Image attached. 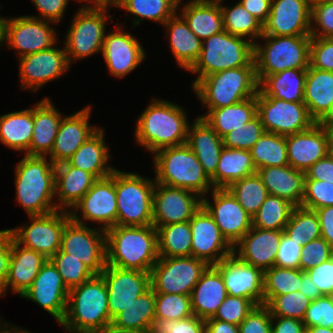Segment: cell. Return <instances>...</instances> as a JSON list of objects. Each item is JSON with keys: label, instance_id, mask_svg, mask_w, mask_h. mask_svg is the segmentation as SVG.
Instances as JSON below:
<instances>
[{"label": "cell", "instance_id": "cell-1", "mask_svg": "<svg viewBox=\"0 0 333 333\" xmlns=\"http://www.w3.org/2000/svg\"><path fill=\"white\" fill-rule=\"evenodd\" d=\"M136 121V141L152 154L165 147L186 144L191 124L180 105L157 98L151 100Z\"/></svg>", "mask_w": 333, "mask_h": 333}, {"label": "cell", "instance_id": "cell-2", "mask_svg": "<svg viewBox=\"0 0 333 333\" xmlns=\"http://www.w3.org/2000/svg\"><path fill=\"white\" fill-rule=\"evenodd\" d=\"M158 259V233L153 225H115L106 230L107 265L150 272Z\"/></svg>", "mask_w": 333, "mask_h": 333}, {"label": "cell", "instance_id": "cell-3", "mask_svg": "<svg viewBox=\"0 0 333 333\" xmlns=\"http://www.w3.org/2000/svg\"><path fill=\"white\" fill-rule=\"evenodd\" d=\"M112 324L108 292L101 275H94L69 290L67 309L60 325L69 333H100Z\"/></svg>", "mask_w": 333, "mask_h": 333}, {"label": "cell", "instance_id": "cell-4", "mask_svg": "<svg viewBox=\"0 0 333 333\" xmlns=\"http://www.w3.org/2000/svg\"><path fill=\"white\" fill-rule=\"evenodd\" d=\"M16 201L27 215H45L58 210L55 199V165L46 156L24 157L15 168Z\"/></svg>", "mask_w": 333, "mask_h": 333}, {"label": "cell", "instance_id": "cell-5", "mask_svg": "<svg viewBox=\"0 0 333 333\" xmlns=\"http://www.w3.org/2000/svg\"><path fill=\"white\" fill-rule=\"evenodd\" d=\"M155 182L186 189L201 198L212 191L211 179L195 153L186 145L162 148L154 153Z\"/></svg>", "mask_w": 333, "mask_h": 333}, {"label": "cell", "instance_id": "cell-6", "mask_svg": "<svg viewBox=\"0 0 333 333\" xmlns=\"http://www.w3.org/2000/svg\"><path fill=\"white\" fill-rule=\"evenodd\" d=\"M192 88L206 109L227 107L254 97L259 90L254 59L245 67L207 75Z\"/></svg>", "mask_w": 333, "mask_h": 333}, {"label": "cell", "instance_id": "cell-7", "mask_svg": "<svg viewBox=\"0 0 333 333\" xmlns=\"http://www.w3.org/2000/svg\"><path fill=\"white\" fill-rule=\"evenodd\" d=\"M264 45L254 43V62L260 83L267 75L286 69H308L310 66V35H262Z\"/></svg>", "mask_w": 333, "mask_h": 333}, {"label": "cell", "instance_id": "cell-8", "mask_svg": "<svg viewBox=\"0 0 333 333\" xmlns=\"http://www.w3.org/2000/svg\"><path fill=\"white\" fill-rule=\"evenodd\" d=\"M254 44L249 40L227 33L225 30L202 40L198 60L188 70L198 74L193 87L201 78L231 68L245 67L254 58Z\"/></svg>", "mask_w": 333, "mask_h": 333}, {"label": "cell", "instance_id": "cell-9", "mask_svg": "<svg viewBox=\"0 0 333 333\" xmlns=\"http://www.w3.org/2000/svg\"><path fill=\"white\" fill-rule=\"evenodd\" d=\"M155 184V178L115 169L117 225H152Z\"/></svg>", "mask_w": 333, "mask_h": 333}, {"label": "cell", "instance_id": "cell-10", "mask_svg": "<svg viewBox=\"0 0 333 333\" xmlns=\"http://www.w3.org/2000/svg\"><path fill=\"white\" fill-rule=\"evenodd\" d=\"M108 11L107 7L78 8L64 37L66 39L63 48L70 65L73 61L102 52L107 33L106 22L108 19H114Z\"/></svg>", "mask_w": 333, "mask_h": 333}, {"label": "cell", "instance_id": "cell-11", "mask_svg": "<svg viewBox=\"0 0 333 333\" xmlns=\"http://www.w3.org/2000/svg\"><path fill=\"white\" fill-rule=\"evenodd\" d=\"M208 266L193 256L159 257L150 271L151 288L155 293L191 295Z\"/></svg>", "mask_w": 333, "mask_h": 333}, {"label": "cell", "instance_id": "cell-12", "mask_svg": "<svg viewBox=\"0 0 333 333\" xmlns=\"http://www.w3.org/2000/svg\"><path fill=\"white\" fill-rule=\"evenodd\" d=\"M257 115L265 132L288 136L310 129L316 122L304 102H289L266 96L260 89L256 95Z\"/></svg>", "mask_w": 333, "mask_h": 333}, {"label": "cell", "instance_id": "cell-13", "mask_svg": "<svg viewBox=\"0 0 333 333\" xmlns=\"http://www.w3.org/2000/svg\"><path fill=\"white\" fill-rule=\"evenodd\" d=\"M60 250L100 275L106 267V230L91 228L70 218L62 233Z\"/></svg>", "mask_w": 333, "mask_h": 333}, {"label": "cell", "instance_id": "cell-14", "mask_svg": "<svg viewBox=\"0 0 333 333\" xmlns=\"http://www.w3.org/2000/svg\"><path fill=\"white\" fill-rule=\"evenodd\" d=\"M30 217L29 226L10 228L13 239L23 247L35 250L50 259L61 247V237L70 212L56 210Z\"/></svg>", "mask_w": 333, "mask_h": 333}, {"label": "cell", "instance_id": "cell-15", "mask_svg": "<svg viewBox=\"0 0 333 333\" xmlns=\"http://www.w3.org/2000/svg\"><path fill=\"white\" fill-rule=\"evenodd\" d=\"M69 212L74 221L81 224L97 222L103 230L117 225L115 170L110 176L98 179Z\"/></svg>", "mask_w": 333, "mask_h": 333}, {"label": "cell", "instance_id": "cell-16", "mask_svg": "<svg viewBox=\"0 0 333 333\" xmlns=\"http://www.w3.org/2000/svg\"><path fill=\"white\" fill-rule=\"evenodd\" d=\"M211 192L213 203L204 196L202 206L213 217L222 236L234 247L252 228V216L227 188H213Z\"/></svg>", "mask_w": 333, "mask_h": 333}, {"label": "cell", "instance_id": "cell-17", "mask_svg": "<svg viewBox=\"0 0 333 333\" xmlns=\"http://www.w3.org/2000/svg\"><path fill=\"white\" fill-rule=\"evenodd\" d=\"M54 22L31 17V15L9 17L6 45L17 50V57L36 53L58 43Z\"/></svg>", "mask_w": 333, "mask_h": 333}, {"label": "cell", "instance_id": "cell-18", "mask_svg": "<svg viewBox=\"0 0 333 333\" xmlns=\"http://www.w3.org/2000/svg\"><path fill=\"white\" fill-rule=\"evenodd\" d=\"M201 206L202 198L198 194L156 183L153 193L152 225L158 229L160 226L190 221Z\"/></svg>", "mask_w": 333, "mask_h": 333}, {"label": "cell", "instance_id": "cell-19", "mask_svg": "<svg viewBox=\"0 0 333 333\" xmlns=\"http://www.w3.org/2000/svg\"><path fill=\"white\" fill-rule=\"evenodd\" d=\"M19 59V76L22 90L29 89L36 93L44 84L58 79L69 68L66 50L51 48L27 54Z\"/></svg>", "mask_w": 333, "mask_h": 333}, {"label": "cell", "instance_id": "cell-20", "mask_svg": "<svg viewBox=\"0 0 333 333\" xmlns=\"http://www.w3.org/2000/svg\"><path fill=\"white\" fill-rule=\"evenodd\" d=\"M100 275L106 283L111 320L151 287L150 272L106 264Z\"/></svg>", "mask_w": 333, "mask_h": 333}, {"label": "cell", "instance_id": "cell-21", "mask_svg": "<svg viewBox=\"0 0 333 333\" xmlns=\"http://www.w3.org/2000/svg\"><path fill=\"white\" fill-rule=\"evenodd\" d=\"M222 275L227 294L250 299L256 306L264 304V271L242 261L236 254L214 265Z\"/></svg>", "mask_w": 333, "mask_h": 333}, {"label": "cell", "instance_id": "cell-22", "mask_svg": "<svg viewBox=\"0 0 333 333\" xmlns=\"http://www.w3.org/2000/svg\"><path fill=\"white\" fill-rule=\"evenodd\" d=\"M68 294L69 289L48 259L21 297L41 306L60 325L66 314Z\"/></svg>", "mask_w": 333, "mask_h": 333}, {"label": "cell", "instance_id": "cell-23", "mask_svg": "<svg viewBox=\"0 0 333 333\" xmlns=\"http://www.w3.org/2000/svg\"><path fill=\"white\" fill-rule=\"evenodd\" d=\"M309 0H272L270 14L262 24V35H310Z\"/></svg>", "mask_w": 333, "mask_h": 333}, {"label": "cell", "instance_id": "cell-24", "mask_svg": "<svg viewBox=\"0 0 333 333\" xmlns=\"http://www.w3.org/2000/svg\"><path fill=\"white\" fill-rule=\"evenodd\" d=\"M192 256L215 265L233 253V247L222 236L208 211L201 208L190 219Z\"/></svg>", "mask_w": 333, "mask_h": 333}, {"label": "cell", "instance_id": "cell-25", "mask_svg": "<svg viewBox=\"0 0 333 333\" xmlns=\"http://www.w3.org/2000/svg\"><path fill=\"white\" fill-rule=\"evenodd\" d=\"M115 26L118 28L105 35L101 53L109 74L116 78H123L143 62L146 53L137 38L122 31V25L117 23Z\"/></svg>", "mask_w": 333, "mask_h": 333}, {"label": "cell", "instance_id": "cell-26", "mask_svg": "<svg viewBox=\"0 0 333 333\" xmlns=\"http://www.w3.org/2000/svg\"><path fill=\"white\" fill-rule=\"evenodd\" d=\"M91 108L86 106L72 115L63 116L53 148L47 156L54 165L67 162L75 151L100 128L89 123Z\"/></svg>", "mask_w": 333, "mask_h": 333}, {"label": "cell", "instance_id": "cell-27", "mask_svg": "<svg viewBox=\"0 0 333 333\" xmlns=\"http://www.w3.org/2000/svg\"><path fill=\"white\" fill-rule=\"evenodd\" d=\"M332 132L315 123L310 129L286 136L287 156L291 167L306 172L326 157Z\"/></svg>", "mask_w": 333, "mask_h": 333}, {"label": "cell", "instance_id": "cell-28", "mask_svg": "<svg viewBox=\"0 0 333 333\" xmlns=\"http://www.w3.org/2000/svg\"><path fill=\"white\" fill-rule=\"evenodd\" d=\"M284 230L253 227L233 247V253L242 261L263 271L274 266L277 250Z\"/></svg>", "mask_w": 333, "mask_h": 333}, {"label": "cell", "instance_id": "cell-29", "mask_svg": "<svg viewBox=\"0 0 333 333\" xmlns=\"http://www.w3.org/2000/svg\"><path fill=\"white\" fill-rule=\"evenodd\" d=\"M47 260L41 253L19 245L12 237L4 296L10 288L21 297Z\"/></svg>", "mask_w": 333, "mask_h": 333}, {"label": "cell", "instance_id": "cell-30", "mask_svg": "<svg viewBox=\"0 0 333 333\" xmlns=\"http://www.w3.org/2000/svg\"><path fill=\"white\" fill-rule=\"evenodd\" d=\"M97 180L94 175L68 162L55 165V196L58 199L54 201L57 209L72 210Z\"/></svg>", "mask_w": 333, "mask_h": 333}, {"label": "cell", "instance_id": "cell-31", "mask_svg": "<svg viewBox=\"0 0 333 333\" xmlns=\"http://www.w3.org/2000/svg\"><path fill=\"white\" fill-rule=\"evenodd\" d=\"M193 122L188 128L186 145L195 153L204 172L211 179L216 174L224 144L203 118L197 117Z\"/></svg>", "mask_w": 333, "mask_h": 333}, {"label": "cell", "instance_id": "cell-32", "mask_svg": "<svg viewBox=\"0 0 333 333\" xmlns=\"http://www.w3.org/2000/svg\"><path fill=\"white\" fill-rule=\"evenodd\" d=\"M227 296L221 273L214 265H209L191 293L193 315L203 320L212 318Z\"/></svg>", "mask_w": 333, "mask_h": 333}, {"label": "cell", "instance_id": "cell-33", "mask_svg": "<svg viewBox=\"0 0 333 333\" xmlns=\"http://www.w3.org/2000/svg\"><path fill=\"white\" fill-rule=\"evenodd\" d=\"M46 97L33 107V135L29 147L31 156H48L53 148L64 115Z\"/></svg>", "mask_w": 333, "mask_h": 333}, {"label": "cell", "instance_id": "cell-34", "mask_svg": "<svg viewBox=\"0 0 333 333\" xmlns=\"http://www.w3.org/2000/svg\"><path fill=\"white\" fill-rule=\"evenodd\" d=\"M257 174L261 177L268 194L284 198L296 207L301 206L305 172L286 165L260 168Z\"/></svg>", "mask_w": 333, "mask_h": 333}, {"label": "cell", "instance_id": "cell-35", "mask_svg": "<svg viewBox=\"0 0 333 333\" xmlns=\"http://www.w3.org/2000/svg\"><path fill=\"white\" fill-rule=\"evenodd\" d=\"M166 36H169V46L179 67L189 70L198 60L202 49V40L189 28L187 22L175 13L163 25Z\"/></svg>", "mask_w": 333, "mask_h": 333}, {"label": "cell", "instance_id": "cell-36", "mask_svg": "<svg viewBox=\"0 0 333 333\" xmlns=\"http://www.w3.org/2000/svg\"><path fill=\"white\" fill-rule=\"evenodd\" d=\"M104 138L105 133L101 127L75 151L67 162L71 166L89 172L97 179L110 176L116 168L107 164L110 154Z\"/></svg>", "mask_w": 333, "mask_h": 333}, {"label": "cell", "instance_id": "cell-37", "mask_svg": "<svg viewBox=\"0 0 333 333\" xmlns=\"http://www.w3.org/2000/svg\"><path fill=\"white\" fill-rule=\"evenodd\" d=\"M304 103L310 117L318 123L333 103V72L310 67L306 70Z\"/></svg>", "mask_w": 333, "mask_h": 333}, {"label": "cell", "instance_id": "cell-38", "mask_svg": "<svg viewBox=\"0 0 333 333\" xmlns=\"http://www.w3.org/2000/svg\"><path fill=\"white\" fill-rule=\"evenodd\" d=\"M180 9L190 30L201 40L224 30L219 2L191 0Z\"/></svg>", "mask_w": 333, "mask_h": 333}, {"label": "cell", "instance_id": "cell-39", "mask_svg": "<svg viewBox=\"0 0 333 333\" xmlns=\"http://www.w3.org/2000/svg\"><path fill=\"white\" fill-rule=\"evenodd\" d=\"M256 116V96L227 107L207 109L206 114L199 115L221 138L233 129L250 122Z\"/></svg>", "mask_w": 333, "mask_h": 333}, {"label": "cell", "instance_id": "cell-40", "mask_svg": "<svg viewBox=\"0 0 333 333\" xmlns=\"http://www.w3.org/2000/svg\"><path fill=\"white\" fill-rule=\"evenodd\" d=\"M257 173L249 150L223 147L216 174L211 178L213 188H228L232 183Z\"/></svg>", "mask_w": 333, "mask_h": 333}, {"label": "cell", "instance_id": "cell-41", "mask_svg": "<svg viewBox=\"0 0 333 333\" xmlns=\"http://www.w3.org/2000/svg\"><path fill=\"white\" fill-rule=\"evenodd\" d=\"M33 135V107L0 116V142L14 151H25Z\"/></svg>", "mask_w": 333, "mask_h": 333}, {"label": "cell", "instance_id": "cell-42", "mask_svg": "<svg viewBox=\"0 0 333 333\" xmlns=\"http://www.w3.org/2000/svg\"><path fill=\"white\" fill-rule=\"evenodd\" d=\"M155 320V292L150 287L113 320L110 329L148 333Z\"/></svg>", "mask_w": 333, "mask_h": 333}, {"label": "cell", "instance_id": "cell-43", "mask_svg": "<svg viewBox=\"0 0 333 333\" xmlns=\"http://www.w3.org/2000/svg\"><path fill=\"white\" fill-rule=\"evenodd\" d=\"M307 69H286L267 75L259 89L266 95L289 102H304Z\"/></svg>", "mask_w": 333, "mask_h": 333}, {"label": "cell", "instance_id": "cell-44", "mask_svg": "<svg viewBox=\"0 0 333 333\" xmlns=\"http://www.w3.org/2000/svg\"><path fill=\"white\" fill-rule=\"evenodd\" d=\"M157 233L159 257L192 256V233L189 221L160 226Z\"/></svg>", "mask_w": 333, "mask_h": 333}, {"label": "cell", "instance_id": "cell-45", "mask_svg": "<svg viewBox=\"0 0 333 333\" xmlns=\"http://www.w3.org/2000/svg\"><path fill=\"white\" fill-rule=\"evenodd\" d=\"M182 1L184 0H124L117 8L124 9L134 15L132 28L140 25L141 21L145 19L164 25L170 17L178 12L177 9L183 5Z\"/></svg>", "mask_w": 333, "mask_h": 333}, {"label": "cell", "instance_id": "cell-46", "mask_svg": "<svg viewBox=\"0 0 333 333\" xmlns=\"http://www.w3.org/2000/svg\"><path fill=\"white\" fill-rule=\"evenodd\" d=\"M219 1L223 29L232 35L243 37L253 44L262 36V23L249 13L238 1L233 7L222 5Z\"/></svg>", "mask_w": 333, "mask_h": 333}, {"label": "cell", "instance_id": "cell-47", "mask_svg": "<svg viewBox=\"0 0 333 333\" xmlns=\"http://www.w3.org/2000/svg\"><path fill=\"white\" fill-rule=\"evenodd\" d=\"M255 168L289 165L286 136L264 132L249 150Z\"/></svg>", "mask_w": 333, "mask_h": 333}, {"label": "cell", "instance_id": "cell-48", "mask_svg": "<svg viewBox=\"0 0 333 333\" xmlns=\"http://www.w3.org/2000/svg\"><path fill=\"white\" fill-rule=\"evenodd\" d=\"M295 207L288 200L269 194L258 212L252 216V226L261 229L284 230Z\"/></svg>", "mask_w": 333, "mask_h": 333}, {"label": "cell", "instance_id": "cell-49", "mask_svg": "<svg viewBox=\"0 0 333 333\" xmlns=\"http://www.w3.org/2000/svg\"><path fill=\"white\" fill-rule=\"evenodd\" d=\"M243 209L251 216L255 215L266 200L267 188L261 177L255 173L232 183L227 188Z\"/></svg>", "mask_w": 333, "mask_h": 333}, {"label": "cell", "instance_id": "cell-50", "mask_svg": "<svg viewBox=\"0 0 333 333\" xmlns=\"http://www.w3.org/2000/svg\"><path fill=\"white\" fill-rule=\"evenodd\" d=\"M284 232L301 246L320 238V223L316 212L301 206L295 207Z\"/></svg>", "mask_w": 333, "mask_h": 333}, {"label": "cell", "instance_id": "cell-51", "mask_svg": "<svg viewBox=\"0 0 333 333\" xmlns=\"http://www.w3.org/2000/svg\"><path fill=\"white\" fill-rule=\"evenodd\" d=\"M301 269L273 266L264 271V304L274 296L299 291Z\"/></svg>", "mask_w": 333, "mask_h": 333}, {"label": "cell", "instance_id": "cell-52", "mask_svg": "<svg viewBox=\"0 0 333 333\" xmlns=\"http://www.w3.org/2000/svg\"><path fill=\"white\" fill-rule=\"evenodd\" d=\"M58 270L66 287L70 290L92 278L95 274L84 264L68 253L57 251L50 259Z\"/></svg>", "mask_w": 333, "mask_h": 333}, {"label": "cell", "instance_id": "cell-53", "mask_svg": "<svg viewBox=\"0 0 333 333\" xmlns=\"http://www.w3.org/2000/svg\"><path fill=\"white\" fill-rule=\"evenodd\" d=\"M192 315L191 295L155 293V319L180 320Z\"/></svg>", "mask_w": 333, "mask_h": 333}, {"label": "cell", "instance_id": "cell-54", "mask_svg": "<svg viewBox=\"0 0 333 333\" xmlns=\"http://www.w3.org/2000/svg\"><path fill=\"white\" fill-rule=\"evenodd\" d=\"M311 300L300 291L274 296L266 306L272 316L303 320Z\"/></svg>", "mask_w": 333, "mask_h": 333}, {"label": "cell", "instance_id": "cell-55", "mask_svg": "<svg viewBox=\"0 0 333 333\" xmlns=\"http://www.w3.org/2000/svg\"><path fill=\"white\" fill-rule=\"evenodd\" d=\"M265 132L260 117L257 115L250 122L233 129L222 137L224 147L250 150Z\"/></svg>", "mask_w": 333, "mask_h": 333}, {"label": "cell", "instance_id": "cell-56", "mask_svg": "<svg viewBox=\"0 0 333 333\" xmlns=\"http://www.w3.org/2000/svg\"><path fill=\"white\" fill-rule=\"evenodd\" d=\"M333 206V183L320 180H305L301 207L316 210Z\"/></svg>", "mask_w": 333, "mask_h": 333}, {"label": "cell", "instance_id": "cell-57", "mask_svg": "<svg viewBox=\"0 0 333 333\" xmlns=\"http://www.w3.org/2000/svg\"><path fill=\"white\" fill-rule=\"evenodd\" d=\"M255 306L250 299L228 295L212 318L239 325Z\"/></svg>", "mask_w": 333, "mask_h": 333}, {"label": "cell", "instance_id": "cell-58", "mask_svg": "<svg viewBox=\"0 0 333 333\" xmlns=\"http://www.w3.org/2000/svg\"><path fill=\"white\" fill-rule=\"evenodd\" d=\"M310 36L333 38V0L311 4Z\"/></svg>", "mask_w": 333, "mask_h": 333}, {"label": "cell", "instance_id": "cell-59", "mask_svg": "<svg viewBox=\"0 0 333 333\" xmlns=\"http://www.w3.org/2000/svg\"><path fill=\"white\" fill-rule=\"evenodd\" d=\"M148 333H205V320L195 315L180 320L155 319Z\"/></svg>", "mask_w": 333, "mask_h": 333}, {"label": "cell", "instance_id": "cell-60", "mask_svg": "<svg viewBox=\"0 0 333 333\" xmlns=\"http://www.w3.org/2000/svg\"><path fill=\"white\" fill-rule=\"evenodd\" d=\"M333 257V248L322 237L309 241L300 253V269L308 271Z\"/></svg>", "mask_w": 333, "mask_h": 333}, {"label": "cell", "instance_id": "cell-61", "mask_svg": "<svg viewBox=\"0 0 333 333\" xmlns=\"http://www.w3.org/2000/svg\"><path fill=\"white\" fill-rule=\"evenodd\" d=\"M302 322L306 328L314 326L333 328V305L326 295L310 302Z\"/></svg>", "mask_w": 333, "mask_h": 333}, {"label": "cell", "instance_id": "cell-62", "mask_svg": "<svg viewBox=\"0 0 333 333\" xmlns=\"http://www.w3.org/2000/svg\"><path fill=\"white\" fill-rule=\"evenodd\" d=\"M310 67L333 72V38L311 37Z\"/></svg>", "mask_w": 333, "mask_h": 333}, {"label": "cell", "instance_id": "cell-63", "mask_svg": "<svg viewBox=\"0 0 333 333\" xmlns=\"http://www.w3.org/2000/svg\"><path fill=\"white\" fill-rule=\"evenodd\" d=\"M239 333H272V315L265 305H257L238 325Z\"/></svg>", "mask_w": 333, "mask_h": 333}, {"label": "cell", "instance_id": "cell-64", "mask_svg": "<svg viewBox=\"0 0 333 333\" xmlns=\"http://www.w3.org/2000/svg\"><path fill=\"white\" fill-rule=\"evenodd\" d=\"M302 247L303 246L292 240L291 237L283 231L274 266L300 269V253Z\"/></svg>", "mask_w": 333, "mask_h": 333}, {"label": "cell", "instance_id": "cell-65", "mask_svg": "<svg viewBox=\"0 0 333 333\" xmlns=\"http://www.w3.org/2000/svg\"><path fill=\"white\" fill-rule=\"evenodd\" d=\"M305 272L322 295H327L333 290V257Z\"/></svg>", "mask_w": 333, "mask_h": 333}, {"label": "cell", "instance_id": "cell-66", "mask_svg": "<svg viewBox=\"0 0 333 333\" xmlns=\"http://www.w3.org/2000/svg\"><path fill=\"white\" fill-rule=\"evenodd\" d=\"M40 15L31 17L59 23L63 19L69 0H31Z\"/></svg>", "mask_w": 333, "mask_h": 333}, {"label": "cell", "instance_id": "cell-67", "mask_svg": "<svg viewBox=\"0 0 333 333\" xmlns=\"http://www.w3.org/2000/svg\"><path fill=\"white\" fill-rule=\"evenodd\" d=\"M12 234L10 229L0 230V296H4L9 258L11 254Z\"/></svg>", "mask_w": 333, "mask_h": 333}, {"label": "cell", "instance_id": "cell-68", "mask_svg": "<svg viewBox=\"0 0 333 333\" xmlns=\"http://www.w3.org/2000/svg\"><path fill=\"white\" fill-rule=\"evenodd\" d=\"M305 180H324L333 183V159L329 154L305 172Z\"/></svg>", "mask_w": 333, "mask_h": 333}, {"label": "cell", "instance_id": "cell-69", "mask_svg": "<svg viewBox=\"0 0 333 333\" xmlns=\"http://www.w3.org/2000/svg\"><path fill=\"white\" fill-rule=\"evenodd\" d=\"M272 333H306V327L301 320L272 316Z\"/></svg>", "mask_w": 333, "mask_h": 333}, {"label": "cell", "instance_id": "cell-70", "mask_svg": "<svg viewBox=\"0 0 333 333\" xmlns=\"http://www.w3.org/2000/svg\"><path fill=\"white\" fill-rule=\"evenodd\" d=\"M317 214L321 237L333 248V206H327L314 210Z\"/></svg>", "mask_w": 333, "mask_h": 333}, {"label": "cell", "instance_id": "cell-71", "mask_svg": "<svg viewBox=\"0 0 333 333\" xmlns=\"http://www.w3.org/2000/svg\"><path fill=\"white\" fill-rule=\"evenodd\" d=\"M239 2L262 24L270 14L272 0H239Z\"/></svg>", "mask_w": 333, "mask_h": 333}, {"label": "cell", "instance_id": "cell-72", "mask_svg": "<svg viewBox=\"0 0 333 333\" xmlns=\"http://www.w3.org/2000/svg\"><path fill=\"white\" fill-rule=\"evenodd\" d=\"M205 333H239V326L213 318L205 320Z\"/></svg>", "mask_w": 333, "mask_h": 333}, {"label": "cell", "instance_id": "cell-73", "mask_svg": "<svg viewBox=\"0 0 333 333\" xmlns=\"http://www.w3.org/2000/svg\"><path fill=\"white\" fill-rule=\"evenodd\" d=\"M304 296L311 301L323 296L320 293L319 288L314 284L313 280L310 279L309 275L301 270V286L299 290Z\"/></svg>", "mask_w": 333, "mask_h": 333}, {"label": "cell", "instance_id": "cell-74", "mask_svg": "<svg viewBox=\"0 0 333 333\" xmlns=\"http://www.w3.org/2000/svg\"><path fill=\"white\" fill-rule=\"evenodd\" d=\"M318 124L325 128L326 130L332 132L333 131V103L329 109V111L325 114V116L318 122Z\"/></svg>", "mask_w": 333, "mask_h": 333}, {"label": "cell", "instance_id": "cell-75", "mask_svg": "<svg viewBox=\"0 0 333 333\" xmlns=\"http://www.w3.org/2000/svg\"><path fill=\"white\" fill-rule=\"evenodd\" d=\"M9 322H0V333H31L28 330L8 324Z\"/></svg>", "mask_w": 333, "mask_h": 333}, {"label": "cell", "instance_id": "cell-76", "mask_svg": "<svg viewBox=\"0 0 333 333\" xmlns=\"http://www.w3.org/2000/svg\"><path fill=\"white\" fill-rule=\"evenodd\" d=\"M0 8H1V6H0ZM8 19L9 18H5V17L0 16V47L2 46V44H6Z\"/></svg>", "mask_w": 333, "mask_h": 333}, {"label": "cell", "instance_id": "cell-77", "mask_svg": "<svg viewBox=\"0 0 333 333\" xmlns=\"http://www.w3.org/2000/svg\"><path fill=\"white\" fill-rule=\"evenodd\" d=\"M79 2H87L86 5H82V7H107L108 8V0H77Z\"/></svg>", "mask_w": 333, "mask_h": 333}, {"label": "cell", "instance_id": "cell-78", "mask_svg": "<svg viewBox=\"0 0 333 333\" xmlns=\"http://www.w3.org/2000/svg\"><path fill=\"white\" fill-rule=\"evenodd\" d=\"M306 333H333V328L314 326L306 328Z\"/></svg>", "mask_w": 333, "mask_h": 333}, {"label": "cell", "instance_id": "cell-79", "mask_svg": "<svg viewBox=\"0 0 333 333\" xmlns=\"http://www.w3.org/2000/svg\"><path fill=\"white\" fill-rule=\"evenodd\" d=\"M100 333H142V332H137V331H120V330H112L108 329L107 331L100 332Z\"/></svg>", "mask_w": 333, "mask_h": 333}, {"label": "cell", "instance_id": "cell-80", "mask_svg": "<svg viewBox=\"0 0 333 333\" xmlns=\"http://www.w3.org/2000/svg\"><path fill=\"white\" fill-rule=\"evenodd\" d=\"M124 0H108V8L111 6L117 7Z\"/></svg>", "mask_w": 333, "mask_h": 333}]
</instances>
